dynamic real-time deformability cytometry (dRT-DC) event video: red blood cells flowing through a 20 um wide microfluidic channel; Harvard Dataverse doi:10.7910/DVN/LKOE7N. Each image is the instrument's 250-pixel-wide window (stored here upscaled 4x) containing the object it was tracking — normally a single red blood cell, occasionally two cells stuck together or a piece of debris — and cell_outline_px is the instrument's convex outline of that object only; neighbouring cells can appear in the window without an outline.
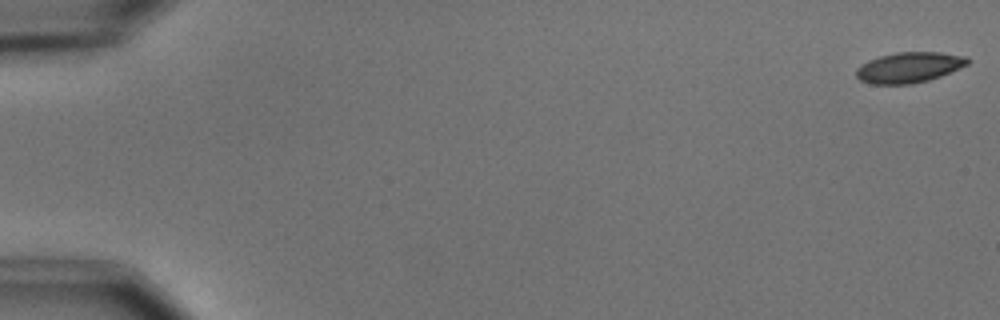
{"species": "common noctule bat (a hibernating species)", "species_latin": "Nyctalus noctula", "temperature_condition": "cold", "stored_images_in_passage": 6, "camera_frame_rate_fps": 3000, "um_per_image_px": 0.085, "animal": {"sex": "male", "body_mass_g": 15.6}, "frame": {"image": 1, "passage_image": 1, "time_ms": 0.0, "image_size_px": [1000, 320], "cell_outline_px": [[968, 64], [960, 68], [940, 76], [928, 80], [912, 84], [872, 84], [860, 80], [856, 76], [856, 68], [860, 64], [868, 60], [880, 56], [896, 52], [940, 52], [968, 56]], "centroid_in_image_um": [77.26, 5.72], "position_along_channel_um": 7.7, "area_um2": 19.88}}
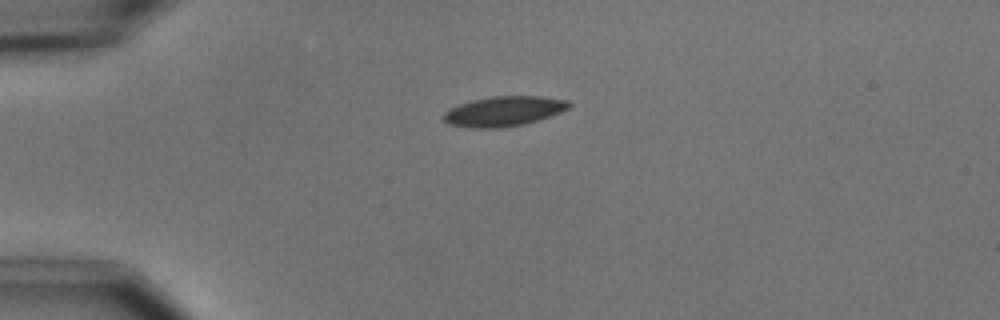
{"frame": {"image": 2, "passage_image": 4, "time_ms": 4.333, "image_size_px": [1000, 320], "cell_outline_px": [[572, 104], [568, 108], [560, 112], [524, 124], [504, 128], [472, 128], [448, 124], [440, 116], [448, 108], [472, 100], [492, 96], [540, 96], [568, 100]], "centroid_in_image_um": [42.77, 9.46], "position_along_channel_um": 42.2, "area_um2": 21.96}}
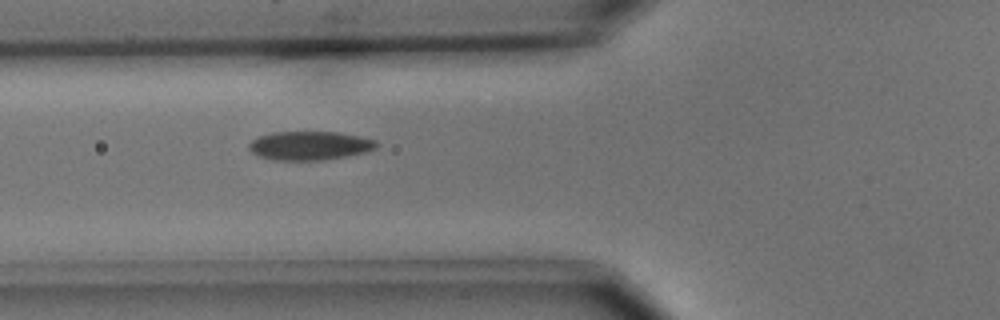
{"frame": {"image": 3, "passage_image": 6, "time_ms": 6.667, "image_size_px": [1000, 320], "cell_outline_px": [[380, 144], [376, 148], [364, 152], [348, 156], [324, 160], [272, 160], [260, 156], [252, 152], [248, 148], [248, 144], [256, 136], [272, 132], [340, 132], [360, 136], [376, 140]], "centroid_in_image_um": [26.32, 12.37], "position_along_channel_um": 99.5, "area_um2": 21.62}}